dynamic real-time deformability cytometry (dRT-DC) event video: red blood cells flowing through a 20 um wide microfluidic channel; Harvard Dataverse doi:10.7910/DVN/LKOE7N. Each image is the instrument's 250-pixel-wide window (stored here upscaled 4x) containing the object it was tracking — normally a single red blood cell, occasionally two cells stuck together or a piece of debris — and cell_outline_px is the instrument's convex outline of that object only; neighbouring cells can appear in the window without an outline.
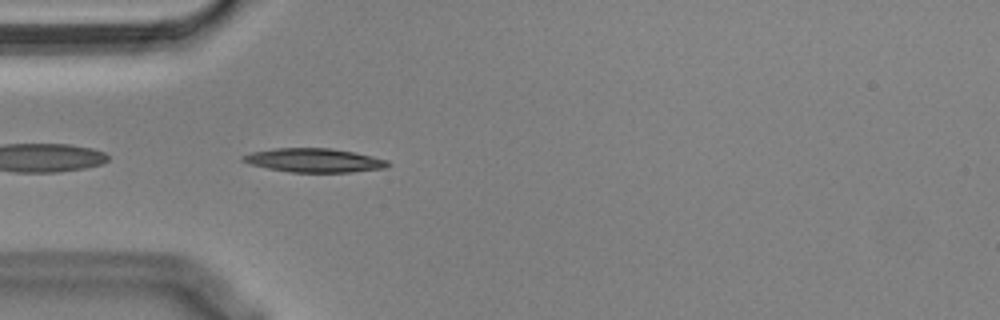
{"species": "Egyptian fruit bat (a non-hibernating species)", "species_latin": "Rousettus aegyptiacus", "temperature_condition": "cold", "stored_images_in_passage": 5, "camera_frame_rate_fps": 3000, "um_per_image_px": 0.085, "animal": {"sex": "male"}, "frame": {"image": 1, "passage_image": 2, "time_ms": 0.333, "image_size_px": [1000, 320], "cell_outline_px": [[392, 164], [388, 168], [352, 172], [292, 172], [268, 168], [248, 164], [240, 160], [240, 156], [252, 152], [272, 148], [332, 148], [372, 156], [388, 160]], "centroid_in_image_um": [26.7, 13.63], "position_along_channel_um": 58.3, "area_um2": 20.35}}